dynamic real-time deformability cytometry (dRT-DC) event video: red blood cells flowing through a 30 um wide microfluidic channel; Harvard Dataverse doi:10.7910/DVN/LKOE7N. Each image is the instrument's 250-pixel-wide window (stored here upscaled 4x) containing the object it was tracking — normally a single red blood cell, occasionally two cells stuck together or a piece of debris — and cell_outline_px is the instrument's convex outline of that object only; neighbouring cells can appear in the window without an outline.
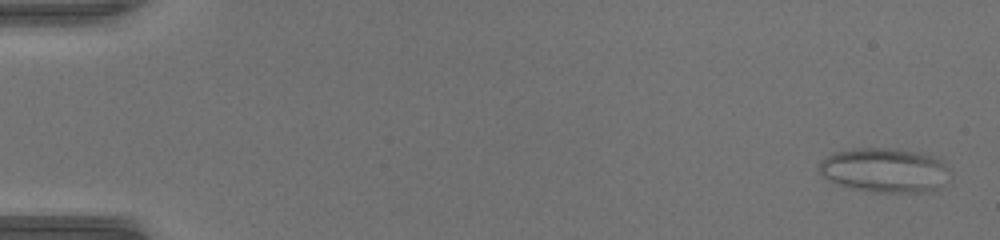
{"species": "common noctule bat (a hibernating species)", "species_latin": "Nyctalus noctula", "temperature_condition": "warm", "stored_images_in_passage": 51, "camera_frame_rate_fps": 3000, "um_per_image_px": 0.085, "animal": {"sex": "female", "body_mass_g": 17.0, "forearm_length_mm": 48.0}, "frame": {"image": 1, "passage_image": 2, "time_ms": 0.333, "image_size_px": [1000, 240], "cell_outline_px": [[952, 172], [932, 192], [872, 192], [848, 188], [828, 180], [820, 172], [820, 160], [832, 152], [852, 148], [896, 148], [920, 152], [944, 160]], "centroid_in_image_um": [75.2, 14.45], "position_along_channel_um": 9.8, "area_um2": 34.33}}
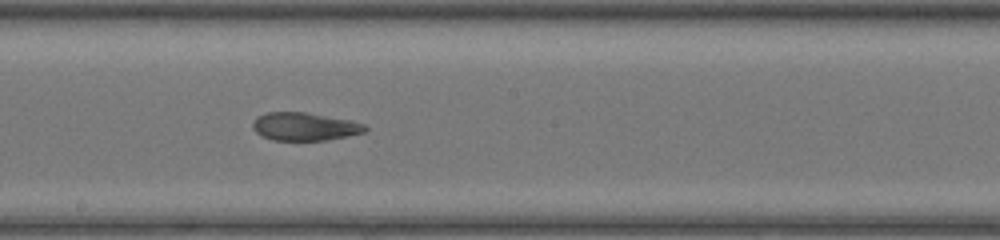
{"frame": {"image": 2, "passage_image": 29, "time_ms": 9.333, "image_size_px": [1000, 240], "cell_outline_px": [[368, 128], [364, 132], [328, 140], [272, 140], [256, 132], [252, 128], [252, 124], [256, 116], [268, 112], [304, 112], [352, 120], [364, 124]], "centroid_in_image_um": [25.89, 10.75], "position_along_channel_um": 222.3, "area_um2": 18.32}}
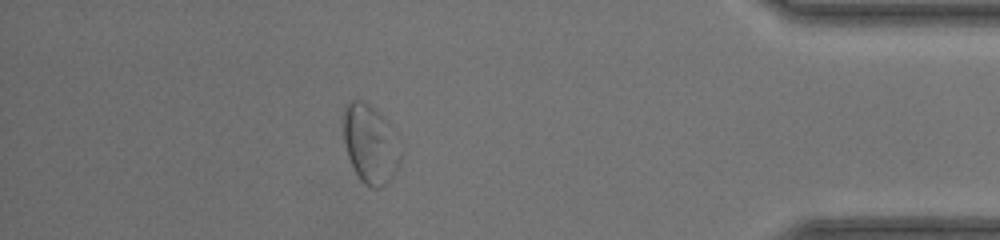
{"frame": {"image": 3, "passage_image": 45, "time_ms": 14.667, "image_size_px": [1000, 240], "cell_outline_px": [[400, 160], [396, 172], [380, 188], [372, 188], [364, 184], [360, 180], [348, 156], [344, 144], [344, 104], [352, 100], [360, 100], [372, 104], [384, 116], [400, 156]], "centroid_in_image_um": [31.42, 12.22], "position_along_channel_um": 403.8, "area_um2": 25.61}, "authors_computed_cell_mechanics": {"area_um2": 24.7962, "velocity_mm_per_s": 4.1439, "shape_relaxation_time_tau1_ms": null, "shape_relaxation_time_tau2_ms": 1.9596, "deformation_change_tau1": null, "deformation_change_tau2": 0.0898}}